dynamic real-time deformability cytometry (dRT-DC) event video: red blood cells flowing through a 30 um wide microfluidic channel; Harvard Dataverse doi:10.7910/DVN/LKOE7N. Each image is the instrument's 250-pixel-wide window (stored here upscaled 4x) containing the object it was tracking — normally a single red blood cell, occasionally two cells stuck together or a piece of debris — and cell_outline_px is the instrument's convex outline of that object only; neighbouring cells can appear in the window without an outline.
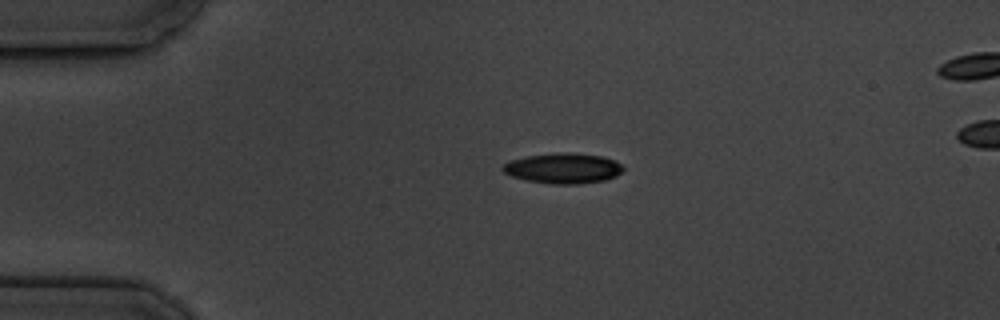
{"species": "common noctule bat (a hibernating species)", "species_latin": "Nyctalus noctula", "temperature_condition": "cold", "stored_images_in_passage": 5, "camera_frame_rate_fps": 3000, "um_per_image_px": 0.085, "animal": {"sex": "male", "body_mass_g": 19.5, "forearm_length_mm": 54.6}, "frame": {"image": 1, "passage_image": 3, "time_ms": 2.333, "image_size_px": [1000, 320], "cell_outline_px": [[624, 168], [616, 176], [604, 180], [576, 184], [552, 184], [524, 180], [512, 176], [504, 172], [500, 168], [508, 160], [524, 156], [560, 152], [568, 152], [600, 156], [616, 160]], "centroid_in_image_um": [47.82, 14.3], "position_along_channel_um": 37.2, "area_um2": 21.39}}